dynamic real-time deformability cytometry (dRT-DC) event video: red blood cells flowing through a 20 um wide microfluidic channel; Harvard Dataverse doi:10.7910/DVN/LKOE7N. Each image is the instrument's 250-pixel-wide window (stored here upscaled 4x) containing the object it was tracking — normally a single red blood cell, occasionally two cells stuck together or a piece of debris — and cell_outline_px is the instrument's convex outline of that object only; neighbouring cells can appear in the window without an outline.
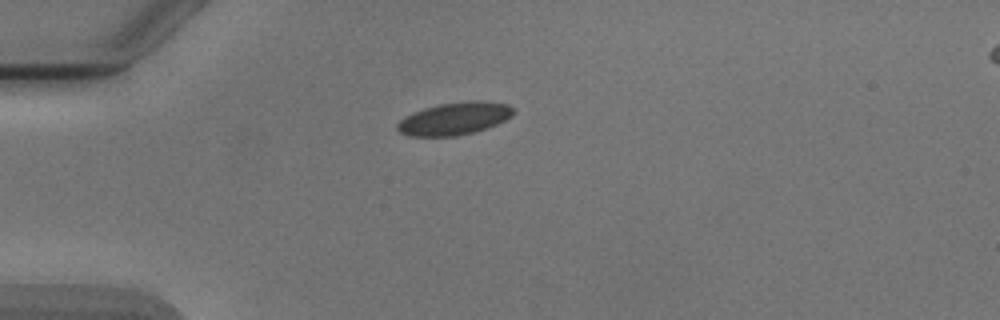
{"species": "Egyptian fruit bat (a non-hibernating species)", "species_latin": "Rousettus aegyptiacus", "temperature_condition": "cold", "stored_images_in_passage": 3, "camera_frame_rate_fps": 3000, "um_per_image_px": 0.085, "animal": {"sex": "male"}, "frame": {"image": 1, "passage_image": 1, "time_ms": 0.0, "image_size_px": [1000, 320], "cell_outline_px": [[512, 116], [496, 124], [472, 132], [456, 136], [412, 136], [400, 132], [396, 128], [396, 124], [400, 120], [412, 112], [424, 108], [440, 104], [472, 100], [480, 100], [508, 104], [512, 108]], "centroid_in_image_um": [38.6, 10.07], "position_along_channel_um": 46.4, "area_um2": 21.73}}
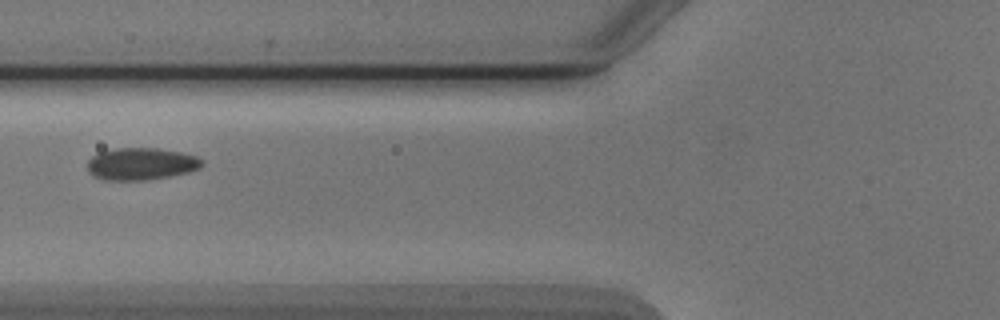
{"frame": {"image": 2, "passage_image": 3, "time_ms": 2.333, "image_size_px": [1000, 320], "cell_outline_px": [[204, 164], [200, 168], [188, 172], [148, 180], [104, 180], [88, 172], [88, 160], [92, 156], [100, 152], [116, 148], [156, 148], [180, 152], [196, 156], [204, 160]], "centroid_in_image_um": [12.01, 13.93], "position_along_channel_um": 113.8, "area_um2": 21.44}}